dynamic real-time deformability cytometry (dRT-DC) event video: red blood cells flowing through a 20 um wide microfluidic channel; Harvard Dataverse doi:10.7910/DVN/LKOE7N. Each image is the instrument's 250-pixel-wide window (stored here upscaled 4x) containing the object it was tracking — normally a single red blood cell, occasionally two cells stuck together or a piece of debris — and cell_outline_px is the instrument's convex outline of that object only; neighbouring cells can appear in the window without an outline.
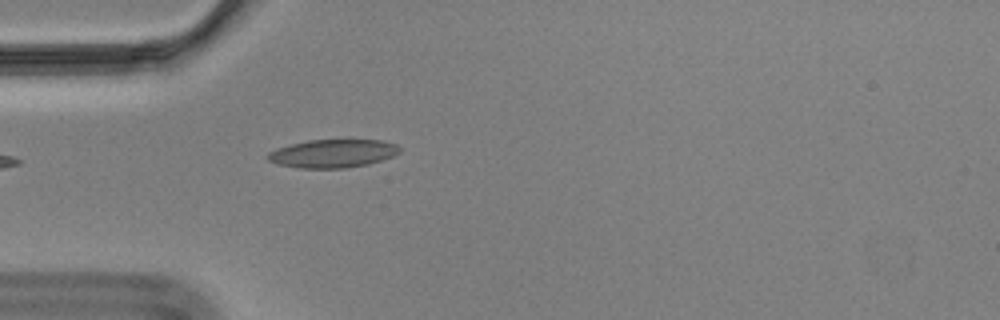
{"species": "Egyptian fruit bat (a non-hibernating species)", "species_latin": "Rousettus aegyptiacus", "temperature_condition": "cold", "stored_images_in_passage": 34, "camera_frame_rate_fps": 3000, "um_per_image_px": 0.085, "animal": {"sex": "male"}, "frame": {"image": 1, "passage_image": 1, "time_ms": 0.0, "image_size_px": [1000, 320], "cell_outline_px": [[400, 152], [392, 156], [368, 164], [348, 168], [300, 168], [276, 164], [268, 160], [268, 152], [276, 148], [308, 140], [384, 140], [396, 144], [400, 148]], "centroid_in_image_um": [28.28, 13.05], "position_along_channel_um": 56.7, "area_um2": 21.68}, "authors_computed_cell_mechanics": {"area_um2": 28.1486, "velocity_mm_per_s": 3.5885, "shape_relaxation_time_tau1_ms": null, "shape_relaxation_time_tau2_ms": 1.3328, "deformation_change_tau1": null, "deformation_change_tau2": 0.0627}}